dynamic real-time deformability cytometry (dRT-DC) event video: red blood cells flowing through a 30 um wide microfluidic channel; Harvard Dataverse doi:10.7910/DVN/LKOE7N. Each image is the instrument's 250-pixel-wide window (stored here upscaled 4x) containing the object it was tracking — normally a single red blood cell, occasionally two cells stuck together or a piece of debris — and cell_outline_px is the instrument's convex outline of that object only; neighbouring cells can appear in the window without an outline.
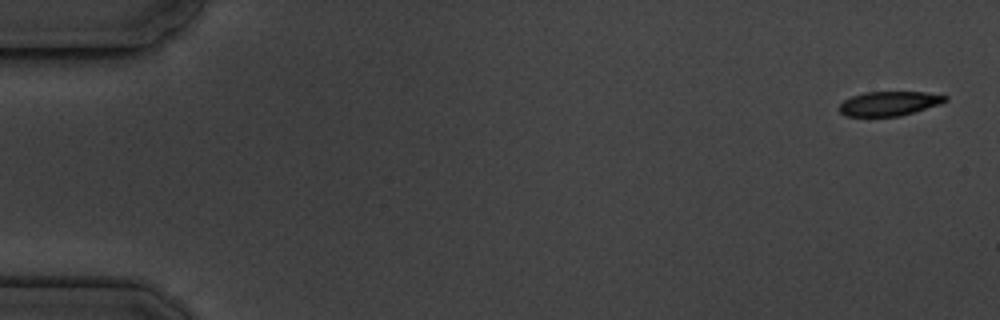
{"species": "common noctule bat (a hibernating species)", "species_latin": "Nyctalus noctula", "temperature_condition": "cold", "stored_images_in_passage": 5, "camera_frame_rate_fps": 3000, "um_per_image_px": 0.085, "animal": {"sex": "male", "body_mass_g": 19.5, "forearm_length_mm": 54.6}, "frame": {"image": 1, "passage_image": 1, "time_ms": 0.0, "image_size_px": [1000, 320], "cell_outline_px": [[948, 100], [940, 104], [900, 116], [844, 116], [840, 112], [840, 104], [844, 100], [852, 96], [864, 92], [924, 92], [948, 96]], "centroid_in_image_um": [75.58, 8.8], "position_along_channel_um": 9.4, "area_um2": 14.97}}